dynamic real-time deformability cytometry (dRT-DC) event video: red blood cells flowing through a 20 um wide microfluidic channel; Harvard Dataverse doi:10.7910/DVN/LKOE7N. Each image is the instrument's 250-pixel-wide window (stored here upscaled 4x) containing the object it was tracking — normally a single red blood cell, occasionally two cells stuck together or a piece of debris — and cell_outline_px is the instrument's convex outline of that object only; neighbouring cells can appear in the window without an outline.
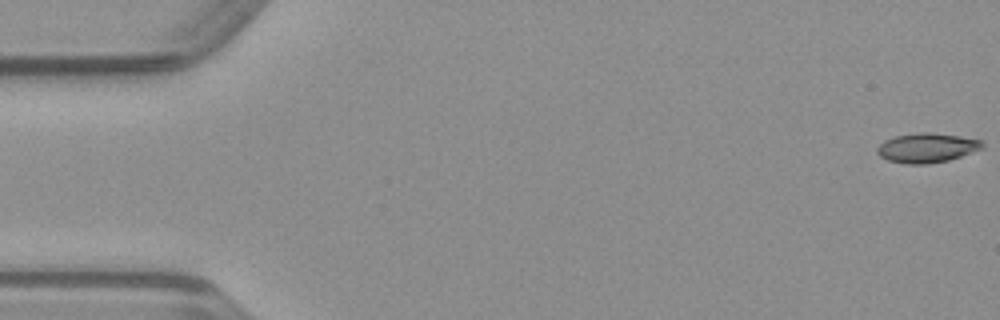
{"species": "common noctule bat (a hibernating species)", "species_latin": "Nyctalus noctula", "temperature_condition": "warm", "stored_images_in_passage": 50, "camera_frame_rate_fps": 3000, "um_per_image_px": 0.085, "animal": {"sex": "male", "body_mass_g": 23.1, "forearm_length_mm": 52.7}, "frame": {"image": 1, "passage_image": 1, "time_ms": 0.0, "image_size_px": [1000, 320], "cell_outline_px": [[984, 148], [948, 160], [928, 164], [904, 164], [888, 160], [880, 156], [876, 152], [876, 148], [884, 140], [896, 136], [920, 132], [928, 132], [960, 136], [984, 140]], "centroid_in_image_um": [78.79, 12.56], "position_along_channel_um": 6.2, "area_um2": 18.15}}
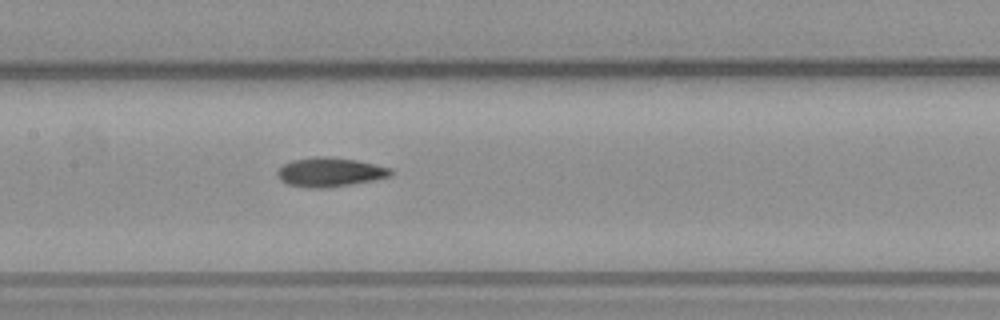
{"frame": {"image": 2, "passage_image": 24, "time_ms": 7.667, "image_size_px": [1000, 320], "cell_outline_px": [[396, 172], [392, 176], [376, 180], [352, 184], [324, 188], [308, 188], [288, 184], [280, 180], [276, 172], [284, 164], [292, 160], [316, 156], [328, 156], [356, 160], [376, 164], [392, 168]], "centroid_in_image_um": [28.1, 14.63], "position_along_channel_um": 179.3, "area_um2": 19.54}}
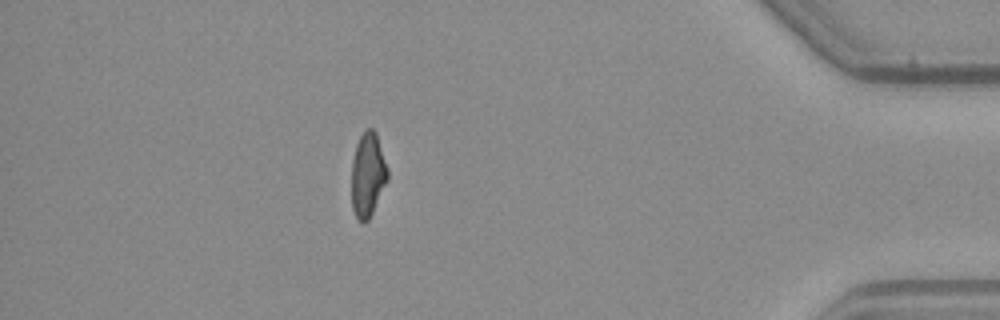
{"frame": {"image": 3, "passage_image": 44, "time_ms": 14.333, "image_size_px": [1000, 320], "cell_outline_px": [[388, 180], [368, 220], [364, 224], [356, 216], [352, 208], [352, 160], [356, 144], [360, 136], [368, 128], [372, 128], [376, 132], [388, 168]], "centroid_in_image_um": [31.27, 14.84], "position_along_channel_um": 403.9, "area_um2": 17.63}}